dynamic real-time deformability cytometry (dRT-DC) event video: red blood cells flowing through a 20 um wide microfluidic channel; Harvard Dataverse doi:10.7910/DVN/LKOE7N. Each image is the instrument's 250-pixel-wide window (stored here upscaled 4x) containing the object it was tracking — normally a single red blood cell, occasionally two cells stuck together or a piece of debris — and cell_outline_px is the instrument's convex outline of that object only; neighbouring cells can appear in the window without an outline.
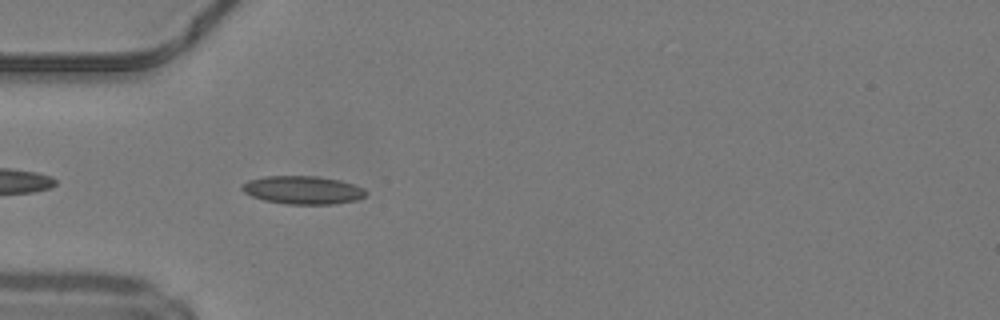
{"species": "common noctule bat (a hibernating species)", "species_latin": "Nyctalus noctula", "temperature_condition": "warm", "stored_images_in_passage": 36, "camera_frame_rate_fps": 3000, "um_per_image_px": 0.085, "animal": {"sex": "male", "body_mass_g": 19.2, "forearm_length_mm": 51.8}, "frame": {"image": 1, "passage_image": 2, "time_ms": 0.333, "image_size_px": [1000, 320], "cell_outline_px": [[368, 192], [364, 196], [356, 200], [332, 204], [284, 204], [264, 200], [252, 196], [244, 192], [240, 188], [240, 184], [248, 180], [264, 176], [320, 176], [340, 180], [364, 188]], "centroid_in_image_um": [25.71, 16.14], "position_along_channel_um": 59.3, "area_um2": 20.46}}
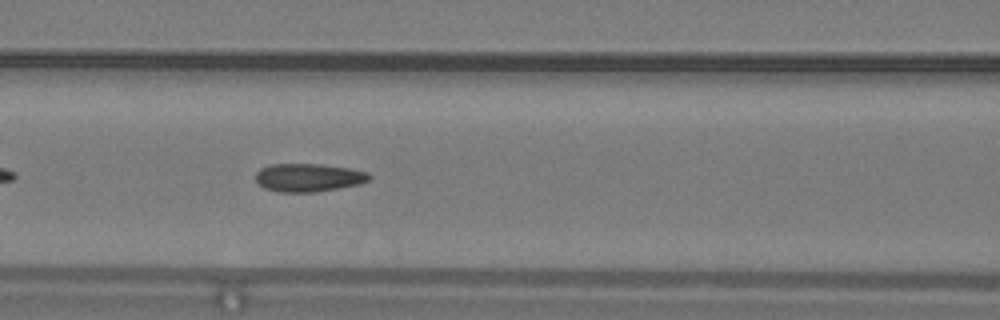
{"frame": {"image": 2, "passage_image": 8, "time_ms": 2.333, "image_size_px": [1000, 320], "cell_outline_px": [[372, 176], [368, 180], [360, 184], [316, 192], [276, 192], [264, 188], [256, 184], [256, 172], [260, 168], [272, 164], [320, 164], [348, 168], [368, 172]], "centroid_in_image_um": [26.18, 15.1], "position_along_channel_um": 140.4, "area_um2": 18.79}}
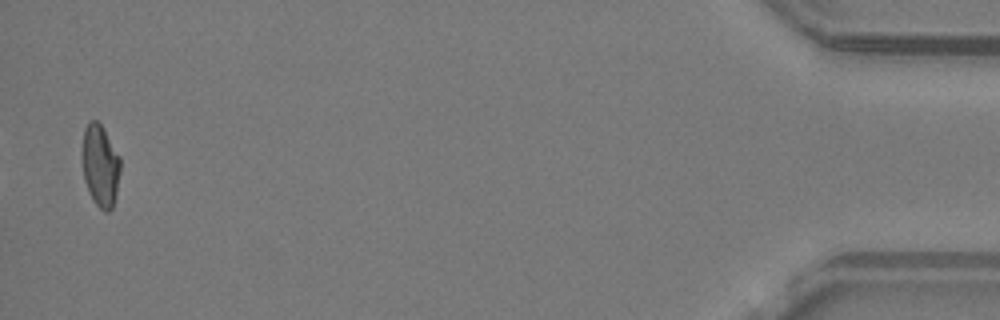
{"frame": {"image": 3, "passage_image": 35, "time_ms": 11.333, "image_size_px": [1000, 320], "cell_outline_px": [[120, 172], [116, 192], [112, 208], [108, 212], [104, 212], [92, 200], [88, 192], [84, 180], [80, 156], [80, 152], [84, 128], [88, 120], [96, 120], [100, 124], [120, 156]], "centroid_in_image_um": [8.48, 14.06], "position_along_channel_um": 426.7, "area_um2": 18.67}, "authors_computed_cell_mechanics": {"area_um2": 18.5249, "velocity_mm_per_s": 4.1939, "shape_relaxation_time_tau1_ms": 7.4183, "shape_relaxation_time_tau2_ms": 0.7368, "deformation_change_tau1": 0.192, "deformation_change_tau2": 0.069}}